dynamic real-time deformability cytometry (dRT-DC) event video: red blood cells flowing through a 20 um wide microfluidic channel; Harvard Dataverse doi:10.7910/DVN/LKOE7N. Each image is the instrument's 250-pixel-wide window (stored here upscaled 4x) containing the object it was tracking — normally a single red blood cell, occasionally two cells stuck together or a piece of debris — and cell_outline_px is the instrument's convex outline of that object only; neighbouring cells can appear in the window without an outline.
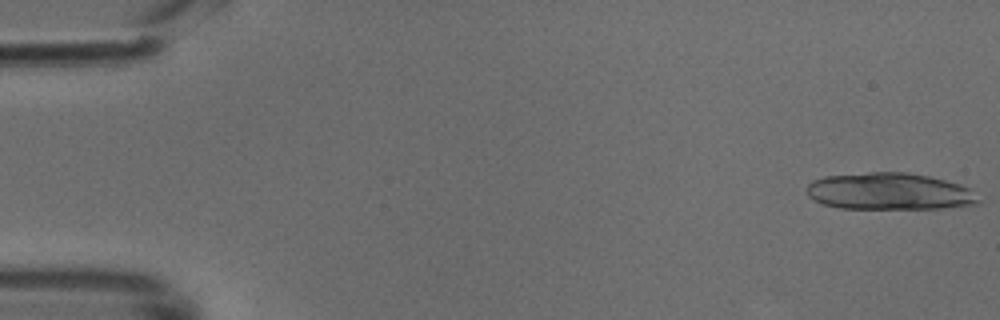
{"species": "common noctule bat (a hibernating species)", "species_latin": "Nyctalus noctula", "temperature_condition": "cold", "stored_images_in_passage": 9, "camera_frame_rate_fps": 3000, "um_per_image_px": 0.085, "animal": {"sex": "male", "body_mass_g": 18.8}, "frame": {"image": 1, "passage_image": 1, "time_ms": 0.0, "image_size_px": [1000, 320], "cell_outline_px": [[984, 200], [980, 204], [944, 208], [840, 208], [824, 204], [808, 196], [808, 184], [812, 180], [824, 176], [872, 172], [908, 172], [928, 176], [960, 184], [968, 188]], "centroid_in_image_um": [75.66, 16.27], "position_along_channel_um": 9.3, "area_um2": 36.93}}